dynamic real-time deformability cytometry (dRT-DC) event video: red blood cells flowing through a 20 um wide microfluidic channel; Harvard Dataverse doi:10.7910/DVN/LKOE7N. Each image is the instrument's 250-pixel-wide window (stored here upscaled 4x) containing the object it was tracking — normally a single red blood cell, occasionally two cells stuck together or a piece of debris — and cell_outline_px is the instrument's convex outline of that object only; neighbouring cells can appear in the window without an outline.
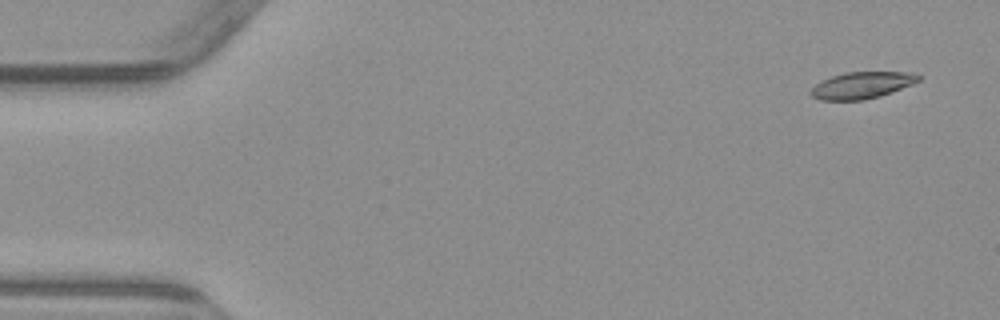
{"species": "common noctule bat (a hibernating species)", "species_latin": "Nyctalus noctula", "temperature_condition": "warm", "stored_images_in_passage": 4, "camera_frame_rate_fps": 3000, "um_per_image_px": 0.085, "animal": {"sex": "male", "body_mass_g": 23.1, "forearm_length_mm": 52.7}, "frame": {"image": 1, "passage_image": 1, "time_ms": 0.0, "image_size_px": [1000, 320], "cell_outline_px": [[920, 80], [912, 84], [880, 96], [864, 100], [820, 100], [812, 96], [808, 92], [820, 80], [844, 72], [912, 72], [920, 76]], "centroid_in_image_um": [73.22, 7.24], "position_along_channel_um": 11.8, "area_um2": 16.76}}
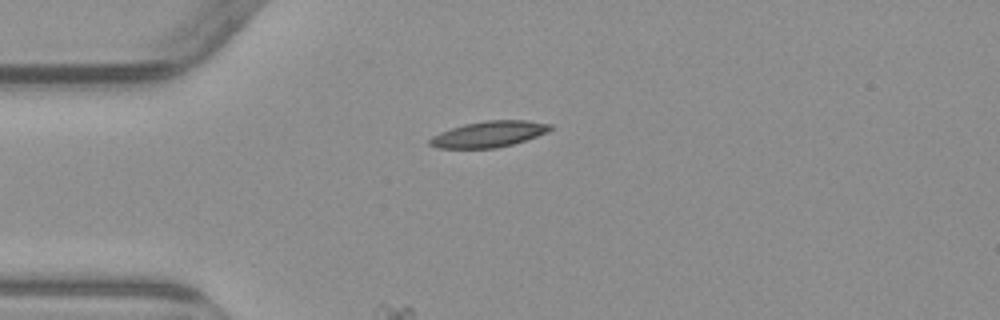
{"frame": {"image": 2, "passage_image": 4, "time_ms": 3.667, "image_size_px": [1000, 320], "cell_outline_px": [[552, 128], [548, 132], [512, 144], [496, 148], [440, 148], [428, 144], [428, 140], [432, 136], [440, 132], [464, 124], [488, 120], [528, 120], [552, 124]], "centroid_in_image_um": [41.55, 11.39], "position_along_channel_um": 43.4, "area_um2": 18.15}}